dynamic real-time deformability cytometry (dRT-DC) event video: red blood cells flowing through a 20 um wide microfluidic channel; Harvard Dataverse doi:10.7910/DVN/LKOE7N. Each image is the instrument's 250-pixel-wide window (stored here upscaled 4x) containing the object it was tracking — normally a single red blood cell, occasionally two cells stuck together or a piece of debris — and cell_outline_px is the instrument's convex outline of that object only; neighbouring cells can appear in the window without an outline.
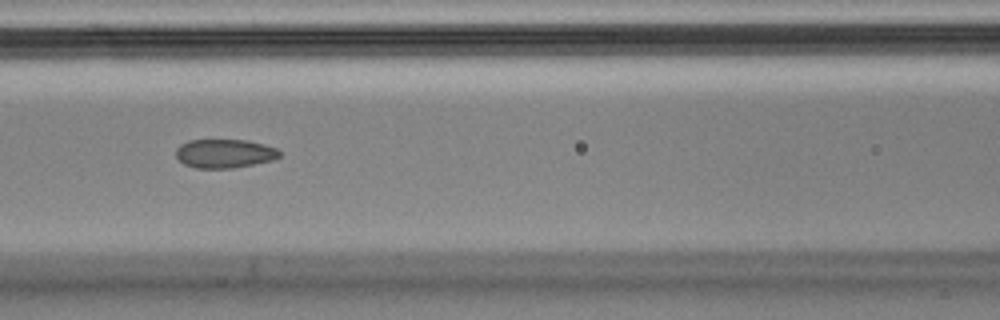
{"species": "Egyptian fruit bat (a non-hibernating species)", "species_latin": "Rousettus aegyptiacus", "temperature_condition": "cold", "stored_images_in_passage": 9, "camera_frame_rate_fps": 3000, "um_per_image_px": 0.085, "animal": {"sex": "male"}, "frame": {"image": 1, "passage_image": 6, "time_ms": 1.667, "image_size_px": [1000, 320], "cell_outline_px": [[280, 156], [272, 160], [232, 168], [196, 168], [184, 164], [176, 156], [176, 148], [180, 144], [188, 140], [248, 140], [264, 144], [276, 148], [280, 152]], "centroid_in_image_um": [19.07, 13.04], "position_along_channel_um": 147.5, "area_um2": 17.34}}
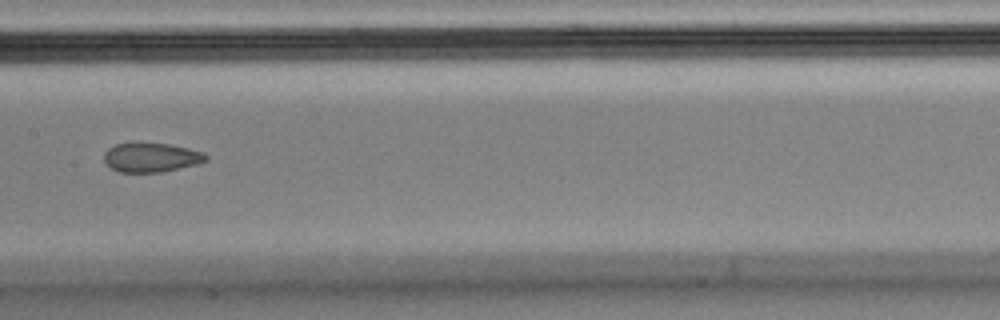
{"frame": {"image": 2, "passage_image": 7, "time_ms": 2.0, "image_size_px": [1000, 320], "cell_outline_px": [[208, 160], [196, 164], [164, 172], [120, 172], [112, 168], [104, 160], [104, 152], [108, 148], [116, 144], [132, 140], [168, 144], [188, 148], [200, 152], [208, 156]], "centroid_in_image_um": [12.81, 13.34], "position_along_channel_um": 194.6, "area_um2": 17.74}}
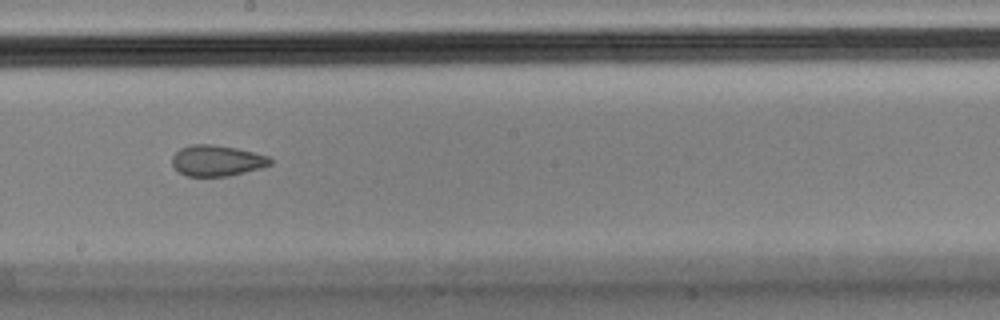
{"frame": {"image": 3, "passage_image": 8, "time_ms": 2.333, "image_size_px": [1000, 320], "cell_outline_px": [[272, 164], [260, 168], [228, 176], [188, 176], [180, 172], [172, 164], [172, 156], [180, 148], [192, 144], [212, 144], [236, 148], [268, 156], [272, 160]], "centroid_in_image_um": [18.43, 13.65], "position_along_channel_um": 229.8, "area_um2": 17.51}}